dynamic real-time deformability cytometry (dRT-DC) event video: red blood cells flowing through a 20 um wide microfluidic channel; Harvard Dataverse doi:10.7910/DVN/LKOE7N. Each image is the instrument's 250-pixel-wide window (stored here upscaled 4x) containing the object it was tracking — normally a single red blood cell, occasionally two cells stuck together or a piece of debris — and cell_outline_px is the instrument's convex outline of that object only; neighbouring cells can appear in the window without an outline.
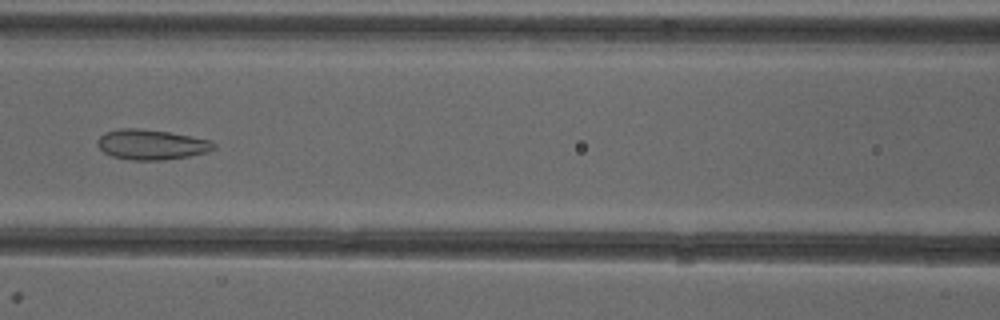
{"species": "common noctule bat (a hibernating species)", "species_latin": "Nyctalus noctula", "temperature_condition": "cold", "stored_images_in_passage": 51, "camera_frame_rate_fps": 3000, "um_per_image_px": 0.085, "animal": {"sex": "female"}, "frame": {"image": 1, "passage_image": 23, "time_ms": 7.333, "image_size_px": [1000, 320], "cell_outline_px": [[216, 148], [208, 152], [188, 156], [164, 160], [132, 160], [112, 156], [104, 152], [96, 144], [96, 140], [104, 132], [120, 128], [140, 128], [168, 132], [212, 140], [216, 144]], "centroid_in_image_um": [12.87, 12.28], "position_along_channel_um": 153.7, "area_um2": 20.58}}
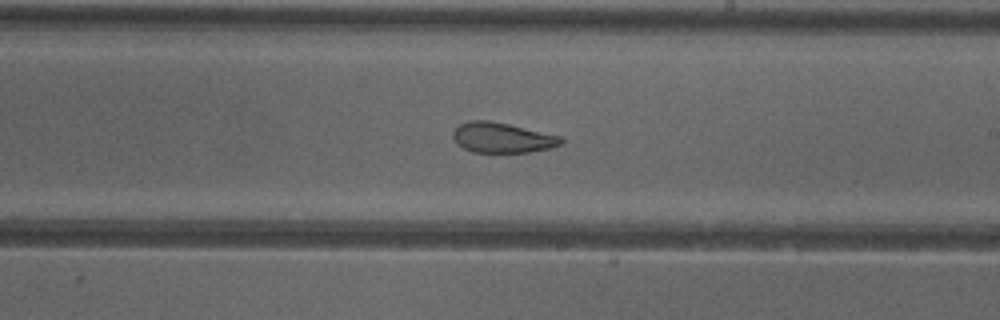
{"frame": {"image": 2, "passage_image": 30, "time_ms": 9.667, "image_size_px": [1000, 320], "cell_outline_px": [[564, 144], [552, 148], [528, 152], [472, 152], [456, 144], [452, 136], [452, 132], [460, 124], [468, 120], [488, 120], [508, 124], [560, 136], [564, 140]], "centroid_in_image_um": [42.68, 11.71], "position_along_channel_um": 246.3, "area_um2": 19.07}}
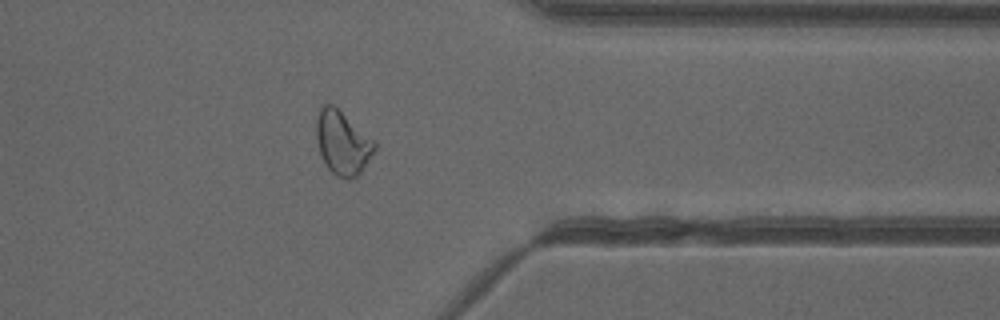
{"frame": {"image": 3, "passage_image": 41, "time_ms": 13.333, "image_size_px": [1000, 320], "cell_outline_px": [[376, 148], [360, 172], [352, 180], [348, 180], [336, 176], [324, 164], [320, 156], [316, 136], [316, 116], [320, 108], [324, 104], [332, 104], [376, 140]], "centroid_in_image_um": [29.1, 12.14], "position_along_channel_um": 382.3, "area_um2": 21.79}, "authors_computed_cell_mechanics": {"area_um2": 22.9466, "velocity_mm_per_s": 3.9856, "shape_relaxation_time_tau1_ms": null, "shape_relaxation_time_tau2_ms": 1.8169, "deformation_change_tau1": null, "deformation_change_tau2": 0.0883}}